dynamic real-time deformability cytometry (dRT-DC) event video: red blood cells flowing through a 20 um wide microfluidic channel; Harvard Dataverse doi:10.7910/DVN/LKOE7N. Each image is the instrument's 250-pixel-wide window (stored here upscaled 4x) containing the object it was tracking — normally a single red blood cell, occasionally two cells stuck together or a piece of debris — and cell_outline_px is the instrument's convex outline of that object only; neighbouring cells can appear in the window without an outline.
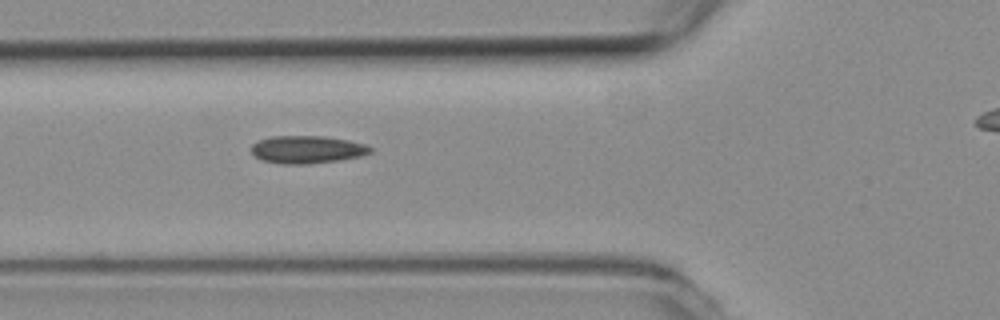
{"species": "common noctule bat (a hibernating species)", "species_latin": "Nyctalus noctula", "temperature_condition": "room temperature", "stored_images_in_passage": 4, "segment_of_instrument_passage": [1, 2], "camera_frame_rate_fps": 3000, "um_per_image_px": 0.085, "animal": {"sex": "female", "body_mass_g": 19.3, "forearm_length_mm": 54.1}, "frame": {"image": 1, "passage_image": 3, "time_ms": 0.667, "image_size_px": [1000, 320], "cell_outline_px": [[372, 152], [360, 156], [340, 160], [308, 164], [280, 164], [264, 160], [256, 156], [252, 152], [252, 144], [260, 140], [272, 136], [324, 136], [348, 140], [364, 144], [372, 148]], "centroid_in_image_um": [26.12, 12.71], "position_along_channel_um": 99.7, "area_um2": 19.07}}